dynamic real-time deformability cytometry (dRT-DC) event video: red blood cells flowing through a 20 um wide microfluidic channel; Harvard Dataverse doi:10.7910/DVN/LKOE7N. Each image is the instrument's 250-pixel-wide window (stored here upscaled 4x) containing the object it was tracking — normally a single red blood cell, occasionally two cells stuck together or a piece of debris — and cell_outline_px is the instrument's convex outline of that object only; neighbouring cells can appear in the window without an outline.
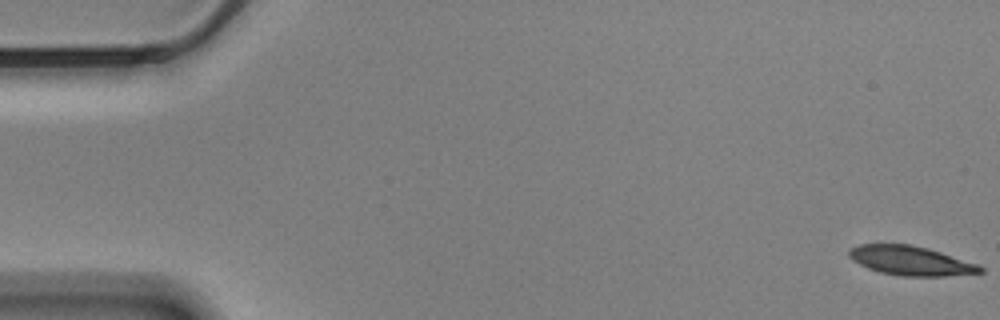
{"species": "Egyptian fruit bat (a non-hibernating species)", "species_latin": "Rousettus aegyptiacus", "temperature_condition": "cold", "stored_images_in_passage": 58, "camera_frame_rate_fps": 3000, "um_per_image_px": 0.085, "animal": {"sex": "male"}, "frame": {"image": 1, "passage_image": 1, "time_ms": 0.0, "image_size_px": [1000, 320], "cell_outline_px": [[984, 272], [944, 276], [900, 276], [880, 272], [868, 268], [852, 260], [848, 256], [848, 248], [860, 244], [912, 244], [928, 248], [976, 264], [984, 268]], "centroid_in_image_um": [77.36, 22.15], "position_along_channel_um": 7.6, "area_um2": 22.31}}
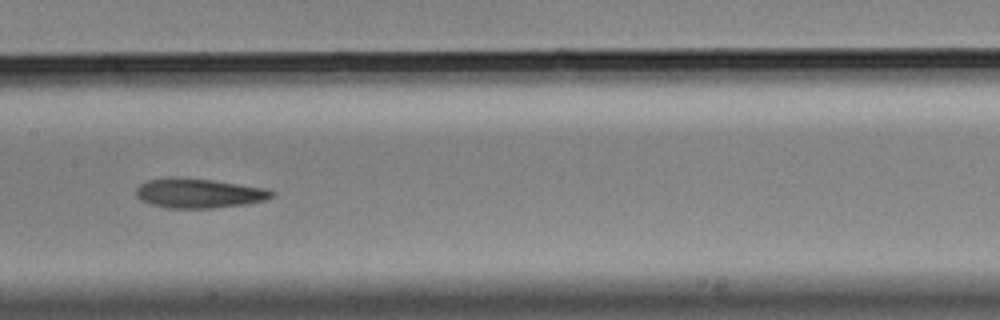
{"frame": {"image": 2, "passage_image": 29, "time_ms": 9.333, "image_size_px": [1000, 320], "cell_outline_px": [[276, 192], [272, 196], [264, 200], [244, 204], [212, 208], [164, 208], [140, 200], [136, 196], [136, 188], [140, 184], [148, 180], [176, 176], [212, 180], [268, 188]], "centroid_in_image_um": [16.88, 16.41], "position_along_channel_um": 190.5, "area_um2": 23.47}}
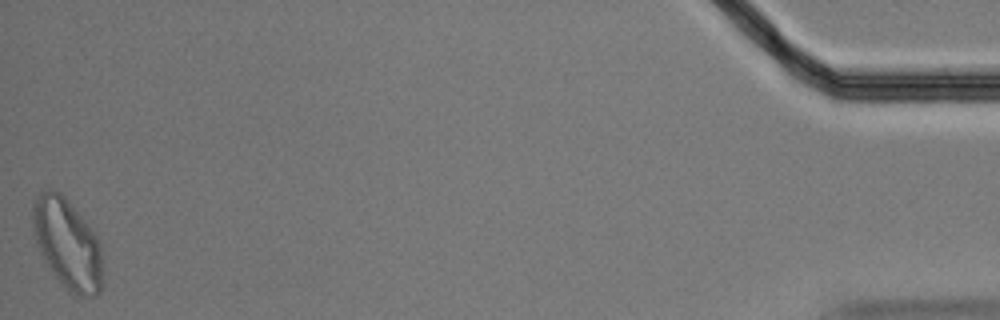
{"frame": {"image": 3, "passage_image": 58, "time_ms": 19.0, "image_size_px": [1000, 320], "cell_outline_px": [[100, 292], [96, 296], [80, 296], [68, 292], [52, 272], [44, 260], [40, 252], [32, 232], [32, 204], [36, 196], [40, 192], [48, 188], [52, 188], [60, 192], [68, 200], [88, 224], [100, 240]], "centroid_in_image_um": [5.68, 20.68], "position_along_channel_um": 429.5, "area_um2": 36.7}, "authors_computed_cell_mechanics": {"area_um2": 23.3801, "velocity_mm_per_s": 3.4518, "shape_relaxation_time_tau1_ms": null, "shape_relaxation_time_tau2_ms": 4.7607, "deformation_change_tau1": null, "deformation_change_tau2": 0.1375}}